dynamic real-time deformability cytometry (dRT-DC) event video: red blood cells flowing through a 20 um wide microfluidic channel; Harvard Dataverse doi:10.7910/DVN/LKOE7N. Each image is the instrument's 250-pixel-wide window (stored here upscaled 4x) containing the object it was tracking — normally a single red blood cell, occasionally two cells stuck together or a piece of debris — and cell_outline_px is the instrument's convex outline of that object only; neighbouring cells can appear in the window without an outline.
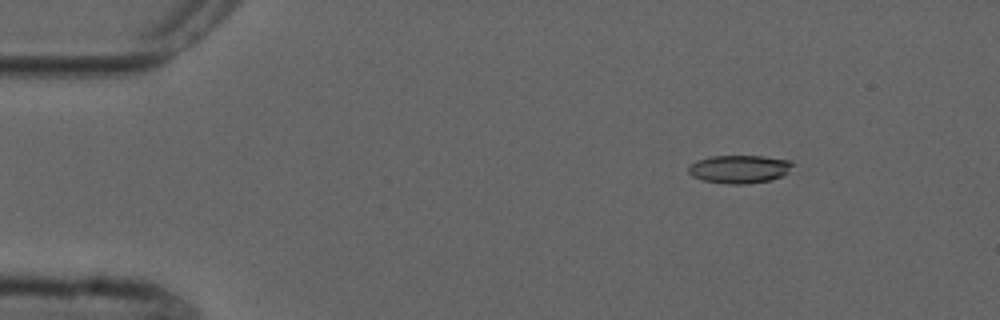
{"species": "common noctule bat (a hibernating species)", "species_latin": "Nyctalus noctula", "temperature_condition": "cold", "stored_images_in_passage": 3, "camera_frame_rate_fps": 3000, "um_per_image_px": 0.085, "animal": {"sex": "male", "forearm_length_mm": 52.5}, "frame": {"image": 1, "passage_image": 1, "time_ms": 0.0, "image_size_px": [1000, 320], "cell_outline_px": [[796, 164], [784, 176], [772, 180], [744, 184], [728, 184], [704, 180], [692, 176], [688, 172], [688, 168], [696, 160], [712, 156], [764, 156], [792, 160]], "centroid_in_image_um": [62.92, 14.37], "position_along_channel_um": 22.1, "area_um2": 17.28}}